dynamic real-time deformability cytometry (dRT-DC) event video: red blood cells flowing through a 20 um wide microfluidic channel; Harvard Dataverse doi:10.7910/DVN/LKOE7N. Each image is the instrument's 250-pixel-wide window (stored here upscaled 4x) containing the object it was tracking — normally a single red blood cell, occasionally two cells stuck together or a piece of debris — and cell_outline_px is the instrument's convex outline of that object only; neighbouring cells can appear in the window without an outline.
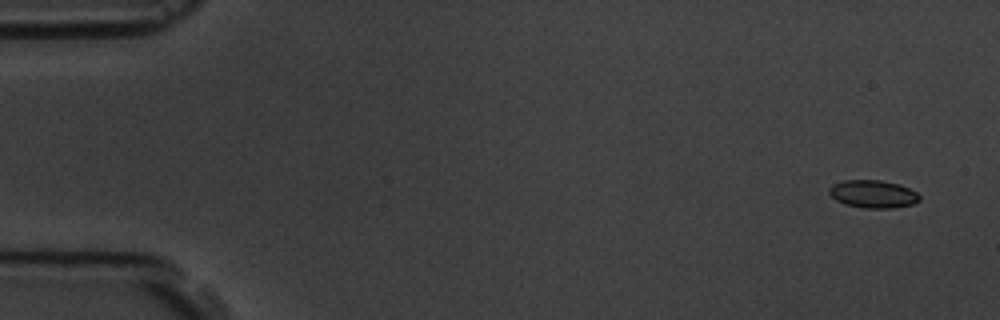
{"species": "common noctule bat (a hibernating species)", "species_latin": "Nyctalus noctula", "temperature_condition": "room temperature", "stored_images_in_passage": 15, "camera_frame_rate_fps": 3000, "um_per_image_px": 0.085, "animal": {"sex": "male", "body_mass_g": 19.5, "forearm_length_mm": 54.6}, "frame": {"image": 1, "passage_image": 1, "time_ms": 0.0, "image_size_px": [1000, 320], "cell_outline_px": [[920, 200], [916, 204], [892, 208], [864, 208], [844, 204], [836, 200], [828, 192], [828, 188], [832, 184], [844, 180], [880, 180], [900, 184], [916, 192], [920, 196]], "centroid_in_image_um": [74.21, 16.49], "position_along_channel_um": 10.8, "area_um2": 14.8}}
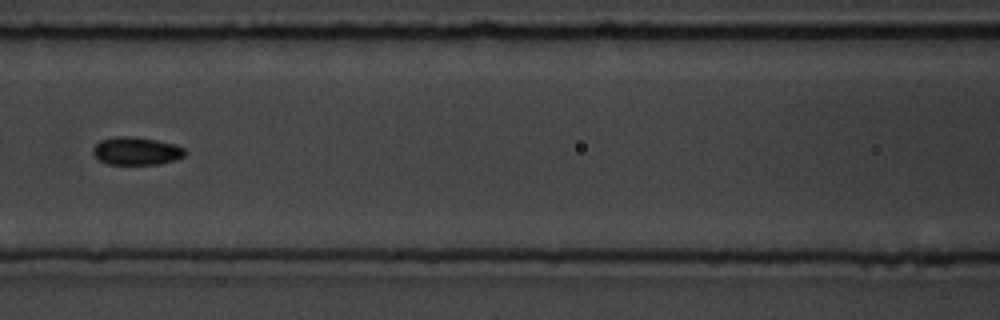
{"frame": {"image": 2, "passage_image": 7, "time_ms": 7.667, "image_size_px": [1000, 320], "cell_outline_px": [[188, 152], [184, 156], [160, 164], [108, 164], [100, 160], [92, 152], [92, 148], [100, 140], [116, 136], [132, 136], [156, 140], [172, 144], [184, 148]], "centroid_in_image_um": [11.58, 12.83], "position_along_channel_um": 155.0, "area_um2": 14.85}}
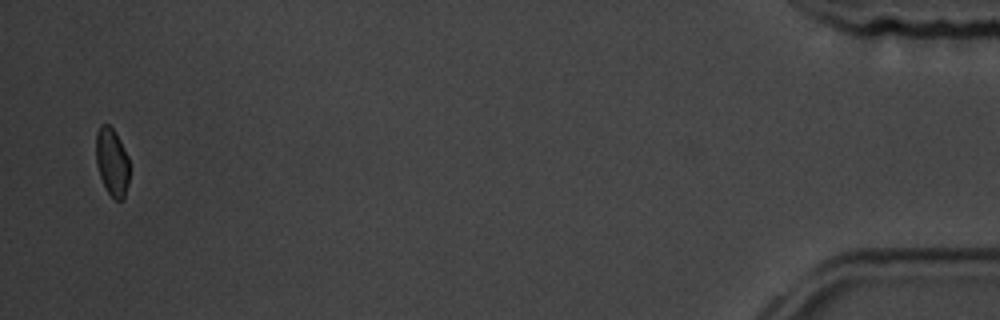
{"frame": {"image": 3, "passage_image": 15, "time_ms": 17.667, "image_size_px": [1000, 320], "cell_outline_px": [[128, 184], [124, 200], [116, 200], [108, 192], [100, 176], [96, 164], [96, 132], [100, 124], [108, 124], [116, 132], [128, 156]], "centroid_in_image_um": [9.51, 13.75], "position_along_channel_um": 425.7, "area_um2": 13.24}, "authors_computed_cell_mechanics": {"area_um2": 14.2188, "velocity_mm_per_s": 3.5907, "shape_relaxation_time_tau1_ms": 0.8571, "shape_relaxation_time_tau2_ms": null, "deformation_change_tau1": 0.057, "deformation_change_tau2": null}}